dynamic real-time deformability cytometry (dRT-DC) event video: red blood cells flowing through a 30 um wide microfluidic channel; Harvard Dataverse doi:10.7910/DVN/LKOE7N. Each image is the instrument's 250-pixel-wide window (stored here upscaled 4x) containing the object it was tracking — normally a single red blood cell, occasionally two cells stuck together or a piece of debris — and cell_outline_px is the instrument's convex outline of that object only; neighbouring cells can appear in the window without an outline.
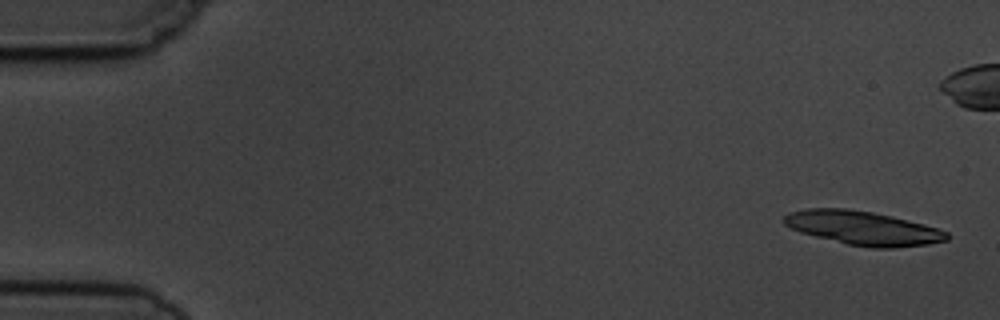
{"species": "common noctule bat (a hibernating species)", "species_latin": "Nyctalus noctula", "temperature_condition": "cold", "stored_images_in_passage": 3, "camera_frame_rate_fps": 3000, "um_per_image_px": 0.085, "animal": {"sex": "male", "body_mass_g": 19.5, "forearm_length_mm": 54.6}, "frame": {"image": 1, "passage_image": 1, "time_ms": 0.0, "image_size_px": [1000, 320], "cell_outline_px": [[948, 240], [928, 244], [896, 248], [872, 248], [848, 244], [800, 232], [784, 224], [784, 216], [788, 212], [804, 208], [848, 208], [872, 212], [892, 216], [924, 224], [948, 232]], "centroid_in_image_um": [73.35, 19.38], "position_along_channel_um": 11.7, "area_um2": 32.08}}